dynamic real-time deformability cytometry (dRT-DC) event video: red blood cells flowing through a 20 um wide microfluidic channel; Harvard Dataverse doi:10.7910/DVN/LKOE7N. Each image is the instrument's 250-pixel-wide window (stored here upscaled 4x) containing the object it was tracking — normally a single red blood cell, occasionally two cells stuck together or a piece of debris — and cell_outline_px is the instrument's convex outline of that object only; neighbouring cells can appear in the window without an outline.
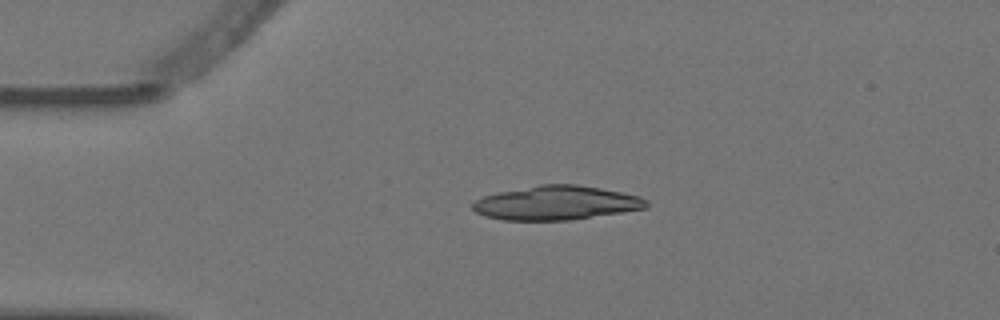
{"species": "Egyptian fruit bat (a non-hibernating species)", "species_latin": "Rousettus aegyptiacus", "temperature_condition": "warm", "stored_images_in_passage": 5, "camera_frame_rate_fps": 3000, "um_per_image_px": 0.085, "animal": {"sex": "female"}, "frame": {"image": 1, "passage_image": 4, "time_ms": 1.0, "image_size_px": [1000, 320], "cell_outline_px": [[648, 208], [572, 220], [504, 220], [484, 216], [476, 212], [472, 208], [472, 204], [476, 200], [484, 196], [500, 192], [540, 184], [576, 184], [600, 188], [640, 196], [648, 200]], "centroid_in_image_um": [47.31, 17.25], "position_along_channel_um": 37.7, "area_um2": 34.45}}